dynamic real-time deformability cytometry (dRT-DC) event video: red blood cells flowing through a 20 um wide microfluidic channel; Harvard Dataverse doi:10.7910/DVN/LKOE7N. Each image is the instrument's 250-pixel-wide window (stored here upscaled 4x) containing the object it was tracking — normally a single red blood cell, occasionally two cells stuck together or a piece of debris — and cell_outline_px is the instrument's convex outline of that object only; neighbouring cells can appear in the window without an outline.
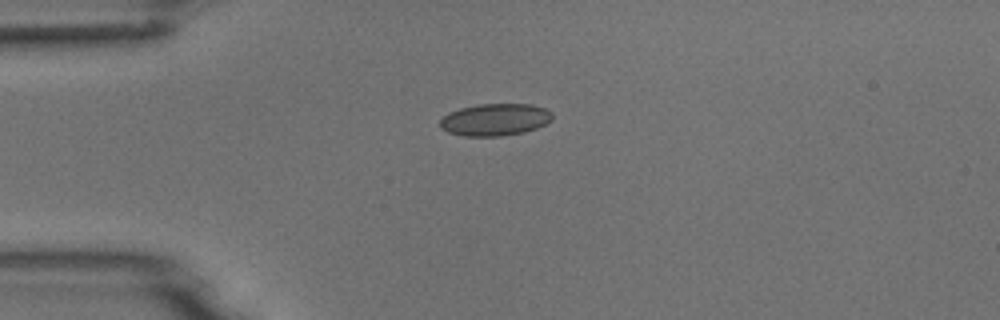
{"species": "common noctule bat (a hibernating species)", "species_latin": "Nyctalus noctula", "temperature_condition": "room temperature", "stored_images_in_passage": 7, "camera_frame_rate_fps": 3000, "um_per_image_px": 0.085, "animal": {"sex": "male", "body_mass_g": 18.8}, "frame": {"image": 1, "passage_image": 1, "time_ms": 0.0, "image_size_px": [1000, 320], "cell_outline_px": [[552, 120], [536, 128], [524, 132], [500, 136], [464, 136], [448, 132], [440, 128], [440, 120], [448, 112], [460, 108], [480, 104], [532, 104], [544, 108], [552, 112]], "centroid_in_image_um": [42.07, 10.17], "position_along_channel_um": 42.9, "area_um2": 21.04}}
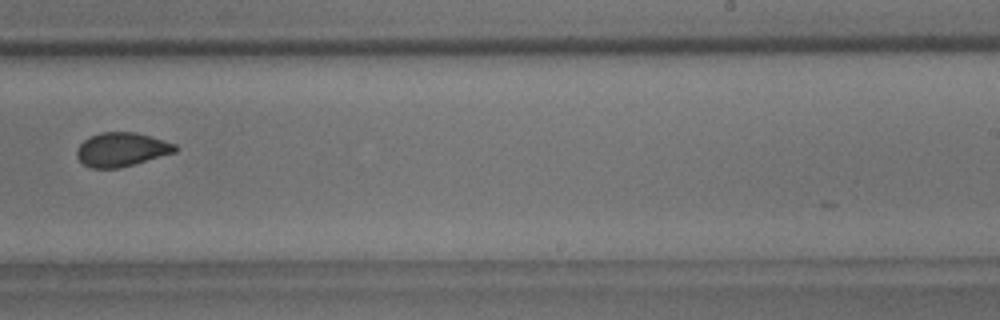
{"frame": {"image": 2, "passage_image": 7, "time_ms": 6.667, "image_size_px": [1000, 320], "cell_outline_px": [[180, 148], [176, 152], [120, 168], [92, 168], [84, 164], [76, 156], [76, 148], [84, 140], [100, 132], [136, 132], [164, 140], [176, 144]], "centroid_in_image_um": [10.35, 12.7], "position_along_channel_um": 278.6, "area_um2": 19.48}}